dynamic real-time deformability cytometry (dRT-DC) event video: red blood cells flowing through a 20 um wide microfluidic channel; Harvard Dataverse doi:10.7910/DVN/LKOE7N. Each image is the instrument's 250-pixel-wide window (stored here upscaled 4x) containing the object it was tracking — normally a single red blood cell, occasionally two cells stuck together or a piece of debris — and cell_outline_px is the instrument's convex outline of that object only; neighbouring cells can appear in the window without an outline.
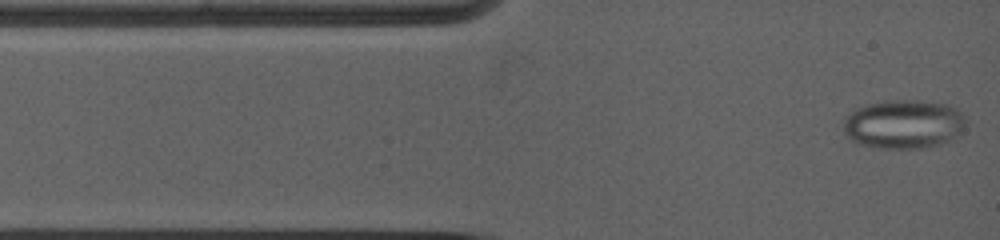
{"species": "common noctule bat (a hibernating species)", "species_latin": "Nyctalus noctula", "temperature_condition": "warm", "stored_images_in_passage": 3, "camera_frame_rate_fps": 5000, "um_per_image_px": 0.085, "animal": {"sex": "female", "body_mass_g": 19.0, "forearm_length_mm": 53.3}, "frame": {"image": 1, "passage_image": 1, "time_ms": 0.0, "image_size_px": [1000, 240], "cell_outline_px": [[968, 120], [952, 136], [936, 144], [920, 148], [876, 148], [860, 144], [852, 140], [844, 132], [844, 116], [856, 108], [868, 104], [884, 100], [916, 100], [948, 104], [956, 108]], "centroid_in_image_um": [76.73, 10.52], "position_along_channel_um": 8.3, "area_um2": 34.45}}
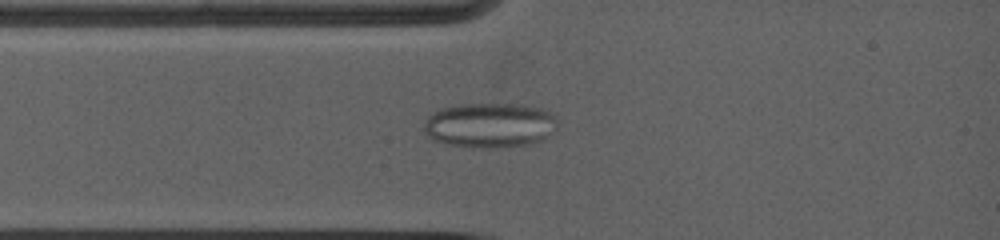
{"frame": {"image": 2, "passage_image": 3, "time_ms": 2.0, "image_size_px": [1000, 240], "cell_outline_px": [[556, 128], [544, 140], [528, 144], [488, 148], [480, 148], [452, 144], [432, 140], [424, 132], [424, 120], [428, 116], [440, 108], [456, 104], [520, 104], [544, 108], [556, 116]], "centroid_in_image_um": [41.64, 10.62], "position_along_channel_um": 43.4, "area_um2": 35.14}}